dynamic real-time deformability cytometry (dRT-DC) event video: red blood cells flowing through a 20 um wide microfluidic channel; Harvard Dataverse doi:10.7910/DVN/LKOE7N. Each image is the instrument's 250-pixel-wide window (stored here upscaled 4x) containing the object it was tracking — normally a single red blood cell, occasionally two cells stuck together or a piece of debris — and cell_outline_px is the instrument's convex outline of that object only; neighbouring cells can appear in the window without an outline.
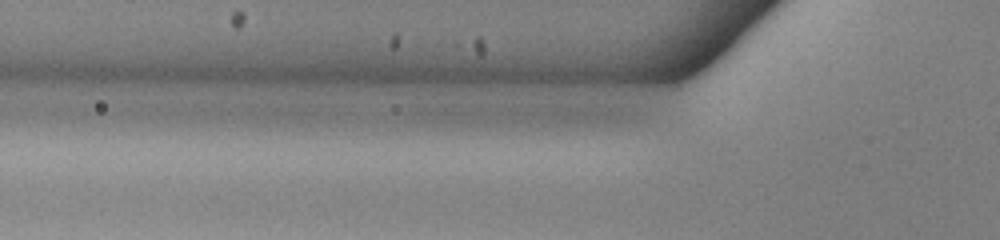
{"species": "common noctule bat (a hibernating species)", "species_latin": "Nyctalus noctula", "temperature_condition": "warm", "stored_images_in_passage": 3, "camera_frame_rate_fps": 3000, "um_per_image_px": 0.085, "animal": {"sex": "male", "body_mass_g": 13.0, "forearm_length_mm": 53.1}, "frame": {"image": 1, "passage_image": 2, "time_ms": 0.333, "image_size_px": [1000, 240], "cell_outline_px": [[568, 132], [560, 136], [460, 136], [452, 132], [452, 128], [496, 120], [516, 120], [564, 124], [568, 128]], "centroid_in_image_um": [43.5, 10.96], "position_along_channel_um": 82.3, "area_um2": 11.04}}